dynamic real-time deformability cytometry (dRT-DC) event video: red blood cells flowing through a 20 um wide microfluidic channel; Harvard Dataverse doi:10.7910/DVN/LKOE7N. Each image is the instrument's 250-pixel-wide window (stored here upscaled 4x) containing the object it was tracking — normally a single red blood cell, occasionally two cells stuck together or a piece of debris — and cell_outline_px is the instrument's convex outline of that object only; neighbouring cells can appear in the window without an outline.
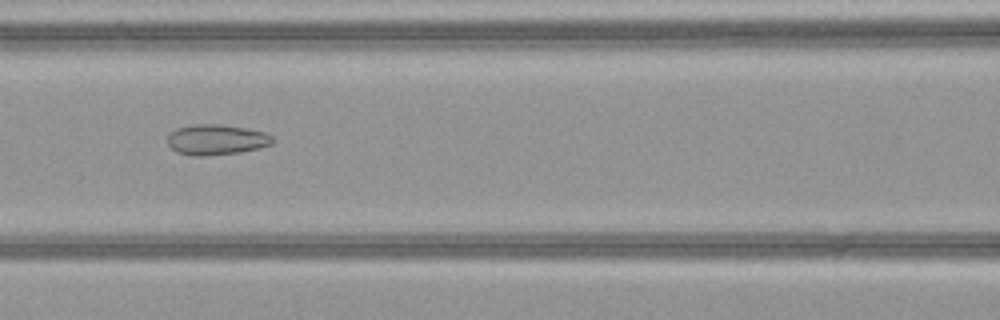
{"species": "common noctule bat (a hibernating species)", "species_latin": "Nyctalus noctula", "temperature_condition": "warm", "stored_images_in_passage": 44, "camera_frame_rate_fps": 3000, "um_per_image_px": 0.085, "animal": {"sex": "female", "body_mass_g": 21.9}, "frame": {"image": 1, "passage_image": 16, "time_ms": 5.0, "image_size_px": [1000, 320], "cell_outline_px": [[272, 144], [260, 148], [240, 152], [208, 156], [192, 156], [176, 152], [168, 144], [168, 136], [176, 128], [196, 124], [216, 124], [244, 128], [264, 132], [272, 136]], "centroid_in_image_um": [18.37, 11.89], "position_along_channel_um": 148.2, "area_um2": 18.55}}
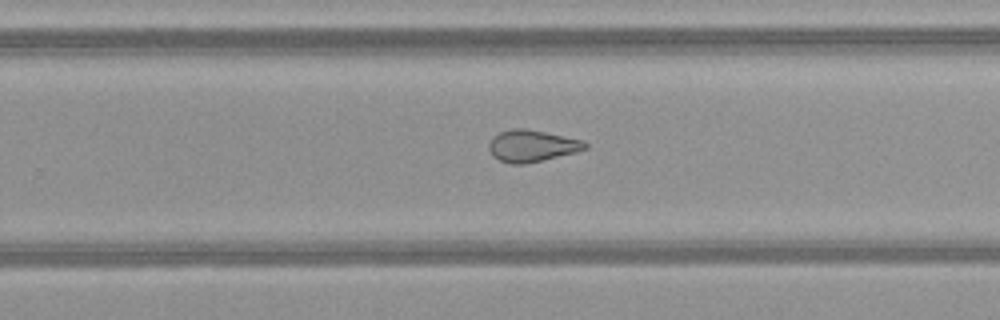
{"frame": {"image": 2, "passage_image": 26, "time_ms": 8.333, "image_size_px": [1000, 320], "cell_outline_px": [[588, 148], [576, 152], [544, 160], [524, 164], [512, 164], [500, 160], [492, 156], [488, 148], [488, 144], [492, 136], [500, 132], [512, 128], [524, 128], [584, 140], [588, 144]], "centroid_in_image_um": [45.2, 12.4], "position_along_channel_um": 284.6, "area_um2": 17.92}}
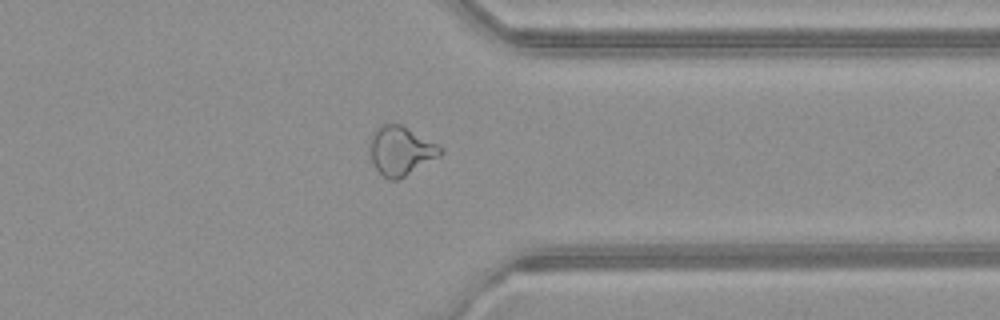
{"frame": {"image": 3, "passage_image": 33, "time_ms": 10.667, "image_size_px": [1000, 320], "cell_outline_px": [[444, 152], [440, 156], [404, 176], [396, 180], [388, 180], [376, 168], [372, 160], [368, 148], [372, 132], [376, 128], [384, 124], [400, 124], [444, 148]], "centroid_in_image_um": [34.05, 12.81], "position_along_channel_um": 377.4, "area_um2": 19.94}, "authors_computed_cell_mechanics": {"area_um2": 20.1144, "velocity_mm_per_s": 4.1008, "shape_relaxation_time_tau1_ms": null, "shape_relaxation_time_tau2_ms": 1.6083, "deformation_change_tau1": null, "deformation_change_tau2": 0.0921}}